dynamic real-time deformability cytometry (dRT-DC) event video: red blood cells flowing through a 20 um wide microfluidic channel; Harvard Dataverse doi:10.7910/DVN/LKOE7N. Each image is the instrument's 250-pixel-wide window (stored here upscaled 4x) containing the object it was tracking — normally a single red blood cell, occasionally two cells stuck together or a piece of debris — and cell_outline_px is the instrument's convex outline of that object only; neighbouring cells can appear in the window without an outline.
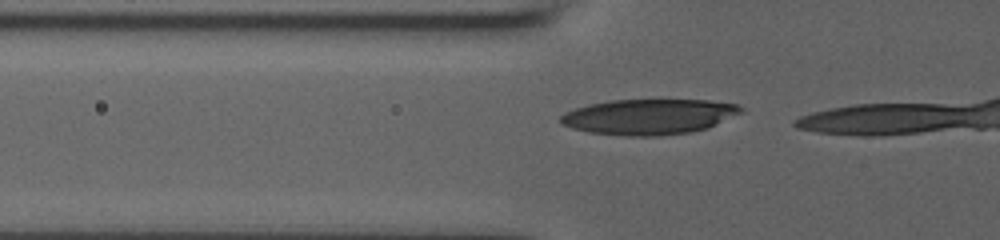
{"species": "human", "species_latin": "Homo sapiens", "temperature_condition": "room temperature", "stored_images_in_passage": 5, "camera_frame_rate_fps": 3000, "um_per_image_px": 0.085, "donor": {"sex": "male"}, "frame": {"image": 1, "passage_image": 3, "time_ms": 0.667, "image_size_px": [1000, 240], "cell_outline_px": [[744, 112], [708, 128], [688, 132], [660, 136], [628, 136], [588, 132], [572, 128], [560, 124], [560, 116], [564, 112], [588, 104], [612, 100], [708, 100], [736, 104], [744, 108]], "centroid_in_image_um": [55.16, 9.92], "position_along_channel_um": 70.6, "area_um2": 37.4}}